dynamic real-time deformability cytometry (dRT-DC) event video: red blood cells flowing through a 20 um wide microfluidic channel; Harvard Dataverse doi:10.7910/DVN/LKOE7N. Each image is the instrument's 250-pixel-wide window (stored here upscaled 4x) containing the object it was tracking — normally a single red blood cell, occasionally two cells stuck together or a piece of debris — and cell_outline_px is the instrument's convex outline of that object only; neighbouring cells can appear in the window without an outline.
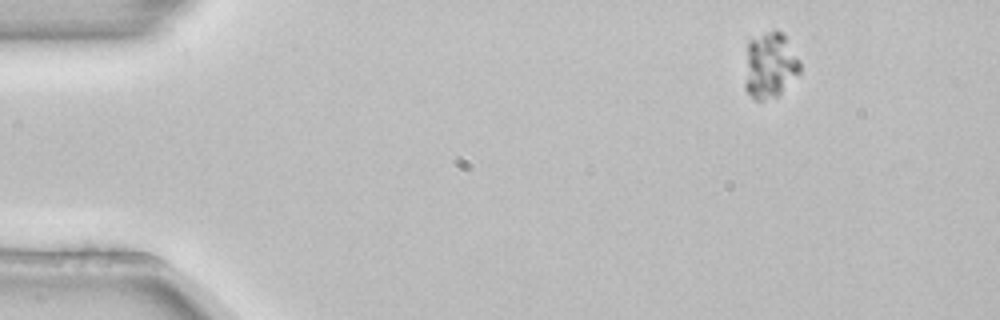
{"species": "common noctule bat (a hibernating species)", "species_latin": "Nyctalus noctula", "temperature_condition": "room temperature", "stored_images_in_passage": 3, "camera_frame_rate_fps": 3000, "um_per_image_px": 0.085, "animal": {"sex": "female", "body_mass_g": 22.7, "forearm_length_mm": 54.2}, "frame": {"image": 1, "passage_image": 1, "time_ms": 0.0, "image_size_px": [1000, 320], "cell_outline_px": [[800, 72], [776, 96], [764, 100], [756, 100], [744, 88], [744, 84], [748, 40], [768, 32], [780, 32], [784, 36], [800, 60]], "centroid_in_image_um": [65.42, 5.57], "position_along_channel_um": 19.6, "area_um2": 20.69}}